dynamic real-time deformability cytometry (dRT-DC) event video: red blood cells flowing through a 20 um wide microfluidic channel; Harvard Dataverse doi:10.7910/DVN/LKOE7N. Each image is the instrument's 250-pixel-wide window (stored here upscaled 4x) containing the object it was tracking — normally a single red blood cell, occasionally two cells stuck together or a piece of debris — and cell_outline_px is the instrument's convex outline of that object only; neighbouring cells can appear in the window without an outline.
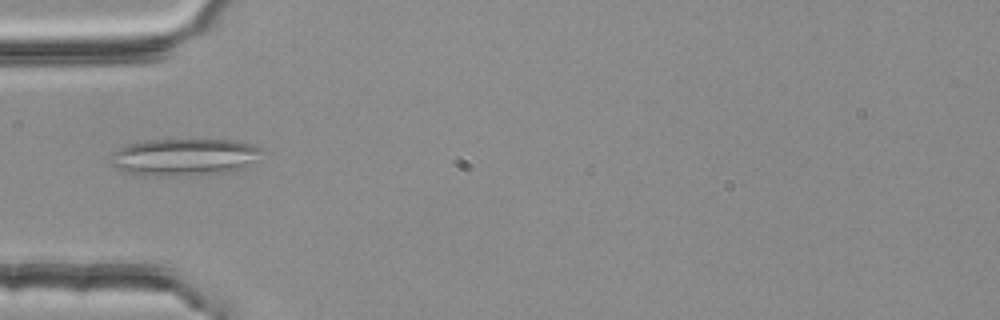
{"species": "common noctule bat (a hibernating species)", "species_latin": "Nyctalus noctula", "temperature_condition": "room temperature", "stored_images_in_passage": 2, "camera_frame_rate_fps": 3000, "um_per_image_px": 0.085, "animal": {"sex": "female", "body_mass_g": 25.1}, "frame": {"image": 1, "passage_image": 2, "time_ms": 0.333, "image_size_px": [1000, 320], "cell_outline_px": [[264, 148], [244, 168], [224, 172], [168, 176], [140, 176], [116, 168], [108, 160], [112, 152], [116, 148], [128, 144], [148, 140], [236, 140], [252, 144]], "centroid_in_image_um": [15.57, 13.34], "position_along_channel_um": 69.4, "area_um2": 32.6}}